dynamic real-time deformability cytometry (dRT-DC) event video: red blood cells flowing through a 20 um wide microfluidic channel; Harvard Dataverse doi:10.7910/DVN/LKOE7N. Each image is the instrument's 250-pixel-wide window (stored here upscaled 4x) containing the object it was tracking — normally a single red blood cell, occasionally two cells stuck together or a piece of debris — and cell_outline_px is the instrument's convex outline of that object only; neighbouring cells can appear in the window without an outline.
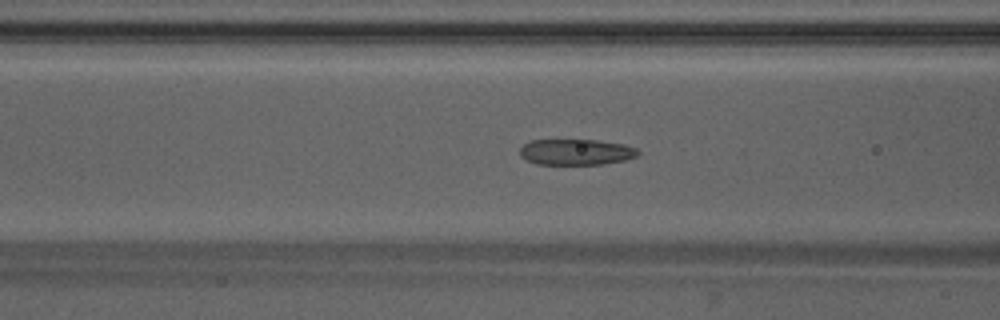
{"species": "Egyptian fruit bat (a non-hibernating species)", "species_latin": "Rousettus aegyptiacus", "temperature_condition": "warm", "stored_images_in_passage": 50, "camera_frame_rate_fps": 3000, "um_per_image_px": 0.085, "animal": {"sex": "male"}, "frame": {"image": 1, "passage_image": 20, "time_ms": 6.333, "image_size_px": [1000, 320], "cell_outline_px": [[640, 152], [636, 156], [624, 160], [604, 164], [536, 164], [520, 156], [520, 148], [524, 144], [532, 140], [596, 140], [624, 144], [636, 148]], "centroid_in_image_um": [48.97, 12.92], "position_along_channel_um": 117.6, "area_um2": 17.74}}
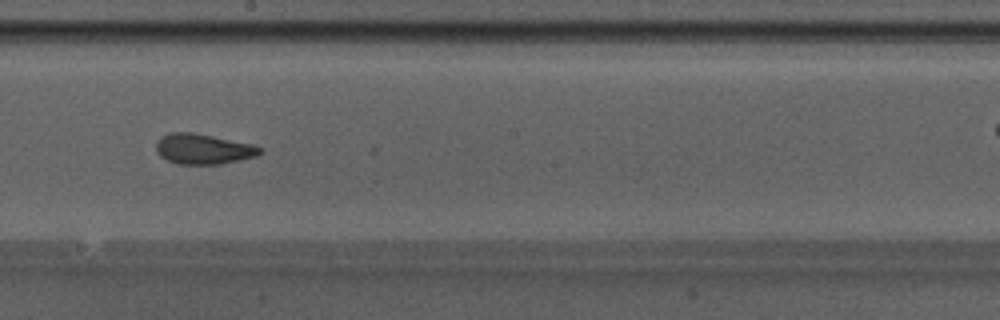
{"frame": {"image": 2, "passage_image": 28, "time_ms": 9.0, "image_size_px": [1000, 320], "cell_outline_px": [[264, 152], [256, 156], [220, 164], [176, 164], [160, 156], [156, 152], [156, 140], [160, 136], [168, 132], [192, 132], [252, 144], [260, 148]], "centroid_in_image_um": [17.22, 12.66], "position_along_channel_um": 231.0, "area_um2": 18.38}}
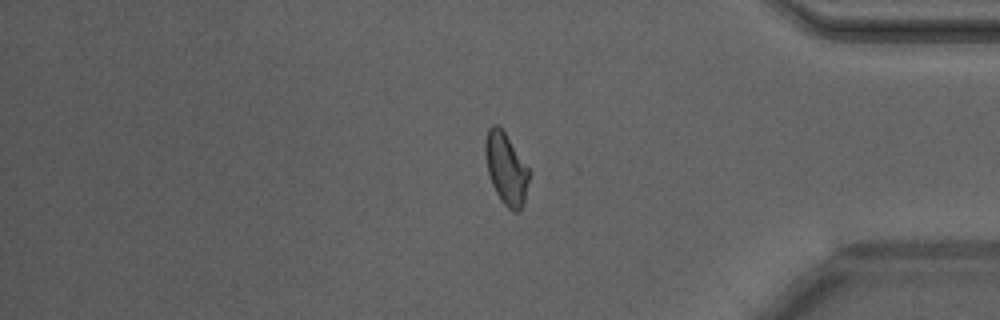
{"frame": {"image": 3, "passage_image": 41, "time_ms": 13.333, "image_size_px": [1000, 320], "cell_outline_px": [[532, 172], [524, 204], [520, 212], [512, 212], [500, 200], [492, 184], [488, 172], [484, 152], [484, 140], [488, 128], [492, 124], [496, 124], [504, 132]], "centroid_in_image_um": [43.04, 14.37], "position_along_channel_um": 392.2, "area_um2": 18.67}, "authors_computed_cell_mechanics": {"area_um2": 18.5827, "velocity_mm_per_s": 4.2534, "shape_relaxation_time_tau1_ms": 5.652, "shape_relaxation_time_tau2_ms": 1.2905, "deformation_change_tau1": 0.1731, "deformation_change_tau2": 0.0633}}